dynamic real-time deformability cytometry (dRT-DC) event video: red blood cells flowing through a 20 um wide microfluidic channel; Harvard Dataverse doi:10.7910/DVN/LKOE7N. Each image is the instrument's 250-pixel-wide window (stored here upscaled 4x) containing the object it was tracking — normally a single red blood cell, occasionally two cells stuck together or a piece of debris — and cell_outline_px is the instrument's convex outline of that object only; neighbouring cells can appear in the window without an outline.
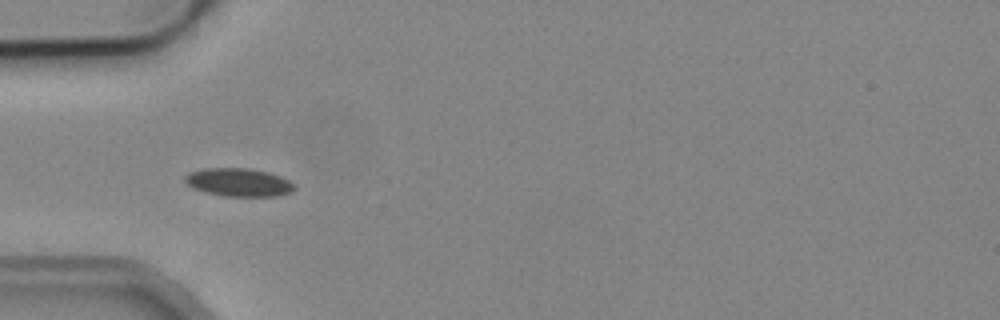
{"species": "common noctule bat (a hibernating species)", "species_latin": "Nyctalus noctula", "temperature_condition": "cold", "stored_images_in_passage": 11, "camera_frame_rate_fps": 3000, "um_per_image_px": 0.085, "animal": {"sex": "male", "body_mass_g": 19.2, "forearm_length_mm": 51.8}, "frame": {"image": 1, "passage_image": 1, "time_ms": 0.0, "image_size_px": [1000, 320], "cell_outline_px": [[296, 188], [292, 192], [276, 196], [224, 196], [192, 188], [184, 180], [184, 176], [188, 172], [204, 168], [244, 168], [268, 172], [280, 176], [288, 180]], "centroid_in_image_um": [20.27, 15.49], "position_along_channel_um": 64.7, "area_um2": 17.86}}
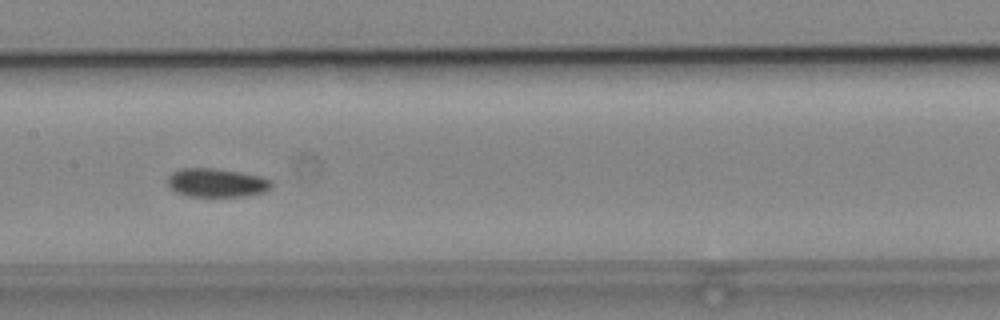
{"frame": {"image": 2, "passage_image": 4, "time_ms": 3.333, "image_size_px": [1000, 320], "cell_outline_px": [[272, 184], [264, 192], [244, 196], [188, 196], [176, 192], [168, 184], [168, 176], [172, 172], [180, 168], [212, 168], [240, 172], [260, 176], [272, 180]], "centroid_in_image_um": [18.4, 15.52], "position_along_channel_um": 189.0, "area_um2": 17.22}}
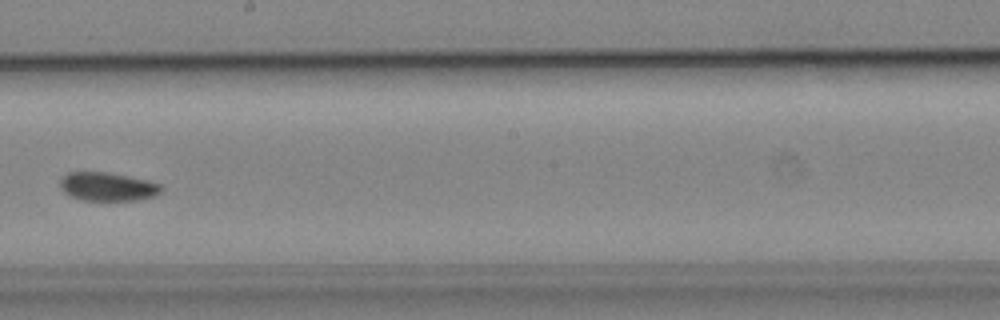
{"frame": {"image": 3, "passage_image": 5, "time_ms": 4.667, "image_size_px": [1000, 320], "cell_outline_px": [[160, 192], [152, 196], [136, 200], [84, 200], [72, 196], [64, 192], [60, 188], [60, 180], [68, 172], [108, 172], [148, 180], [160, 184]], "centroid_in_image_um": [9.11, 15.85], "position_along_channel_um": 239.1, "area_um2": 16.59}, "authors_computed_cell_mechanics": {"area_um2": 16.6464, "velocity_mm_per_s": 3.7583, "shape_relaxation_time_tau1_ms": 3.7141, "shape_relaxation_time_tau2_ms": null, "deformation_change_tau1": 0.0883, "deformation_change_tau2": null}}